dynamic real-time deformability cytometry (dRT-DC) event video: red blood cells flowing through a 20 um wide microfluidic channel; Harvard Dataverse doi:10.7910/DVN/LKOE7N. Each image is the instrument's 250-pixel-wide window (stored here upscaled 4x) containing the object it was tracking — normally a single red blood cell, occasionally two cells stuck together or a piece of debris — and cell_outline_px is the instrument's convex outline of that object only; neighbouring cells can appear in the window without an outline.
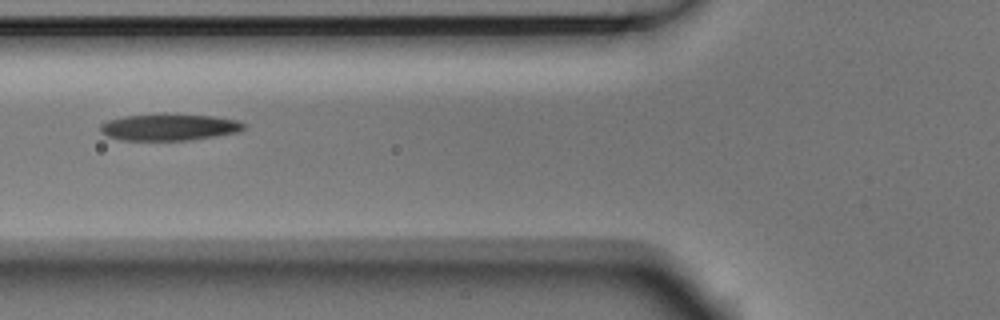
{"species": "Egyptian fruit bat (a non-hibernating species)", "species_latin": "Rousettus aegyptiacus", "temperature_condition": "room temperature", "stored_images_in_passage": 6, "camera_frame_rate_fps": 3000, "um_per_image_px": 0.085, "animal": {"sex": "male"}, "frame": {"image": 1, "passage_image": 5, "time_ms": 1.333, "image_size_px": [1000, 320], "cell_outline_px": [[248, 124], [240, 132], [188, 140], [120, 140], [108, 136], [100, 132], [100, 124], [108, 120], [124, 116], [164, 112], [212, 116], [236, 120]], "centroid_in_image_um": [14.37, 10.78], "position_along_channel_um": 111.4, "area_um2": 22.77}}
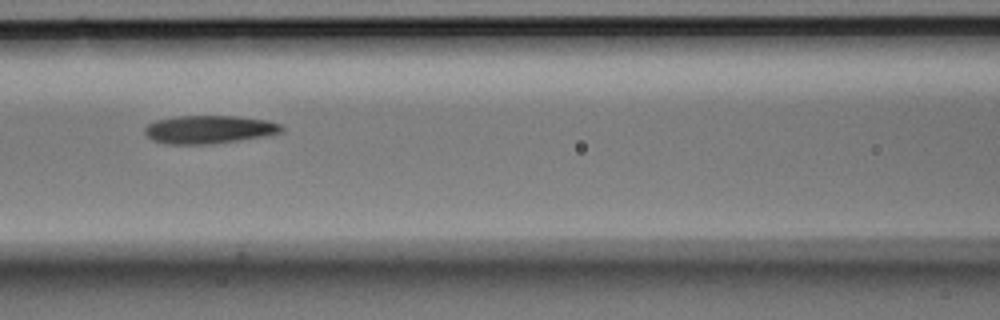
{"frame": {"image": 2, "passage_image": 6, "time_ms": 1.667, "image_size_px": [1000, 320], "cell_outline_px": [[284, 132], [264, 136], [208, 144], [164, 144], [152, 140], [144, 132], [144, 128], [148, 124], [156, 120], [176, 116], [236, 116], [268, 120], [280, 124], [284, 128]], "centroid_in_image_um": [17.76, 11.0], "position_along_channel_um": 148.8, "area_um2": 22.43}}